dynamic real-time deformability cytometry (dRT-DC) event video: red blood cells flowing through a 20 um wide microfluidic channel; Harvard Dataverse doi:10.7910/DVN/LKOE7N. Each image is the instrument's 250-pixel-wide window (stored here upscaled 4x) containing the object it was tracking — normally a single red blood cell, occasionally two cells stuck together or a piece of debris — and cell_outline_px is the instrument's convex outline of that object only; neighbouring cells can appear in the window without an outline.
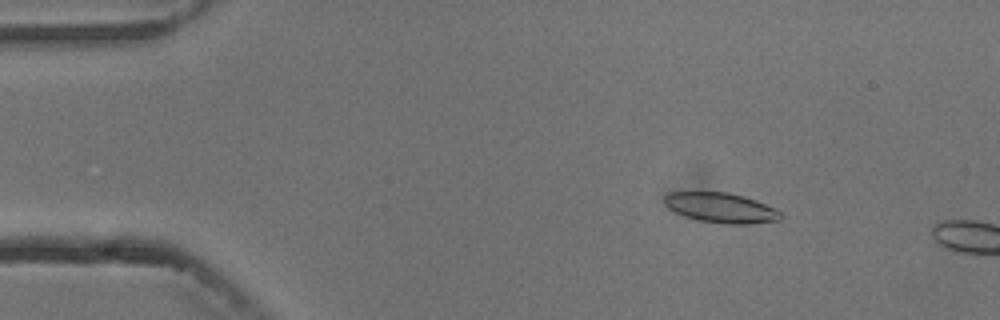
{"species": "common noctule bat (a hibernating species)", "species_latin": "Nyctalus noctula", "temperature_condition": "cold", "stored_images_in_passage": 3, "camera_frame_rate_fps": 3000, "um_per_image_px": 0.085, "animal": {"sex": "male", "body_mass_g": 13.3}, "frame": {"image": 1, "passage_image": 2, "time_ms": 2.0, "image_size_px": [1000, 320], "cell_outline_px": [[784, 216], [780, 220], [748, 224], [724, 224], [700, 220], [684, 216], [668, 208], [664, 204], [664, 196], [668, 192], [728, 192], [744, 196], [756, 200], [776, 208]], "centroid_in_image_um": [61.3, 17.66], "position_along_channel_um": 23.7, "area_um2": 20.46}}